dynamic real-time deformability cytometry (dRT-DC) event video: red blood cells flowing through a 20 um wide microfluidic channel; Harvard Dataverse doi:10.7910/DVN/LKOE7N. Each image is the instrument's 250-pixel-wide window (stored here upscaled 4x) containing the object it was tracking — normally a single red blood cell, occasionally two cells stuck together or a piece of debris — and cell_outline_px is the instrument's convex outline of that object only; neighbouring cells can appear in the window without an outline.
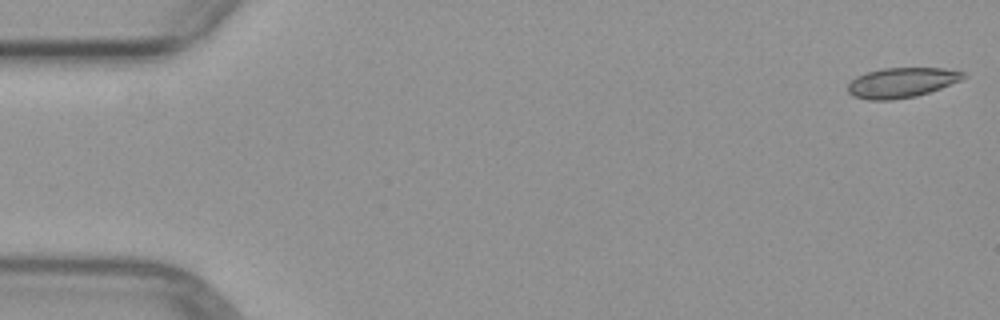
{"species": "common noctule bat (a hibernating species)", "species_latin": "Nyctalus noctula", "temperature_condition": "warm", "stored_images_in_passage": 5, "camera_frame_rate_fps": 3000, "um_per_image_px": 0.085, "animal": {"sex": "female", "body_mass_g": 29.2, "forearm_length_mm": 56.3}, "frame": {"image": 1, "passage_image": 1, "time_ms": 0.0, "image_size_px": [1000, 320], "cell_outline_px": [[968, 76], [960, 80], [940, 88], [916, 96], [892, 100], [868, 100], [852, 96], [848, 92], [848, 84], [856, 76], [868, 72], [884, 68], [944, 68], [964, 72]], "centroid_in_image_um": [76.62, 7.02], "position_along_channel_um": 8.4, "area_um2": 20.11}}
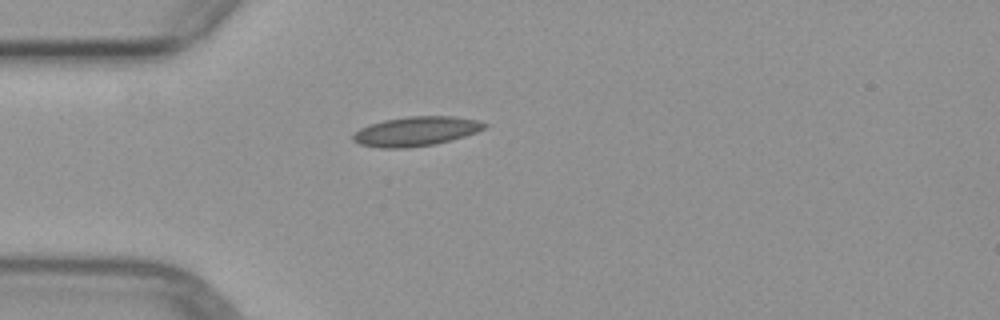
{"frame": {"image": 2, "passage_image": 4, "time_ms": 4.333, "image_size_px": [1000, 320], "cell_outline_px": [[488, 124], [484, 128], [476, 132], [452, 140], [436, 144], [408, 148], [380, 148], [360, 144], [352, 140], [352, 136], [360, 128], [384, 120], [408, 116], [452, 116], [480, 120]], "centroid_in_image_um": [35.38, 11.16], "position_along_channel_um": 49.6, "area_um2": 22.54}}